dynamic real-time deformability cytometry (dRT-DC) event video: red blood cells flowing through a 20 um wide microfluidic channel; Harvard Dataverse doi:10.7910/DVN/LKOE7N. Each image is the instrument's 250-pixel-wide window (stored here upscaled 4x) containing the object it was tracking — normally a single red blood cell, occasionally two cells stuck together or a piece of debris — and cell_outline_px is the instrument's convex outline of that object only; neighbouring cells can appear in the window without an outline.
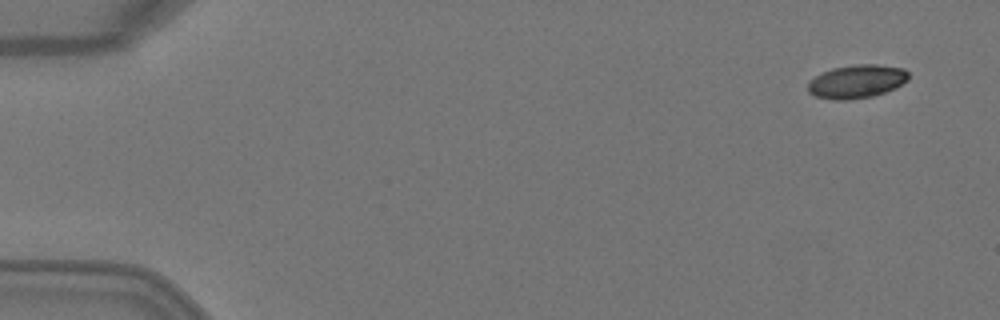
{"species": "Egyptian fruit bat (a non-hibernating species)", "species_latin": "Rousettus aegyptiacus", "temperature_condition": "warm", "stored_images_in_passage": 4, "camera_frame_rate_fps": 3000, "um_per_image_px": 0.085, "animal": {"sex": "female"}, "frame": {"image": 1, "passage_image": 1, "time_ms": 0.0, "image_size_px": [1000, 320], "cell_outline_px": [[908, 80], [896, 88], [872, 96], [848, 100], [832, 100], [816, 96], [808, 92], [808, 80], [832, 68], [856, 64], [876, 64], [904, 68], [908, 72]], "centroid_in_image_um": [72.82, 6.92], "position_along_channel_um": 12.2, "area_um2": 19.65}}
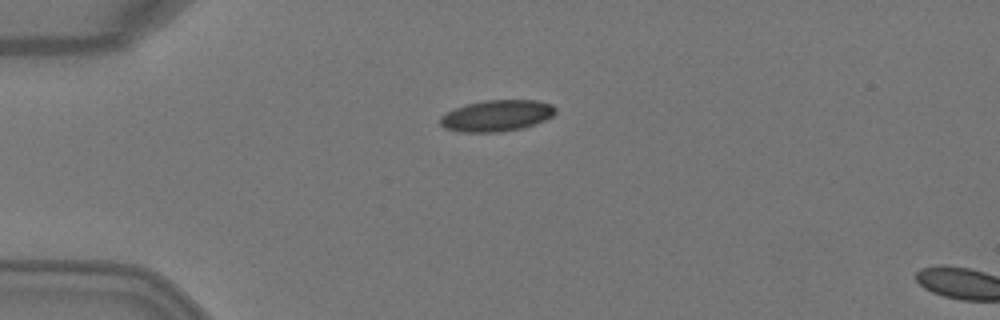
{"frame": {"image": 2, "passage_image": 3, "time_ms": 0.667, "image_size_px": [1000, 320], "cell_outline_px": [[556, 112], [552, 116], [544, 120], [524, 128], [500, 132], [460, 132], [444, 128], [440, 124], [440, 116], [444, 112], [468, 104], [484, 100], [536, 100], [552, 104], [556, 108]], "centroid_in_image_um": [42.21, 9.83], "position_along_channel_um": 42.8, "area_um2": 21.15}}